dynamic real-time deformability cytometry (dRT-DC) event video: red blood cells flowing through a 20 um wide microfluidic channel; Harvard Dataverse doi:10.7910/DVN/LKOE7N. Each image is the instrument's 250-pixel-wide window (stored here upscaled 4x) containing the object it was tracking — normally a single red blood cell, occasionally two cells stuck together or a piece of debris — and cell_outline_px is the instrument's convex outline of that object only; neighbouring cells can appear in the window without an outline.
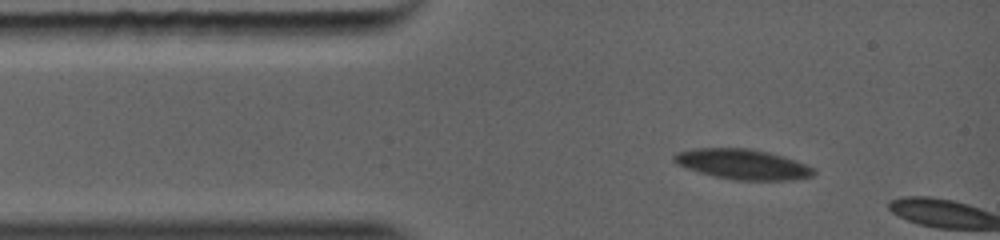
{"species": "common noctule bat (a hibernating species)", "species_latin": "Nyctalus noctula", "temperature_condition": "warm", "stored_images_in_passage": 28, "camera_frame_rate_fps": 5000, "um_per_image_px": 0.085, "animal": {"sex": "female", "body_mass_g": 19.0, "forearm_length_mm": 56.7}, "frame": {"image": 1, "passage_image": 4, "time_ms": 1.2, "image_size_px": [1000, 240], "cell_outline_px": [[816, 172], [812, 176], [796, 180], [732, 180], [684, 168], [676, 164], [672, 160], [672, 152], [692, 148], [748, 148], [768, 152], [784, 156], [808, 164], [816, 168]], "centroid_in_image_um": [63.11, 13.95], "position_along_channel_um": 21.9, "area_um2": 25.09}}
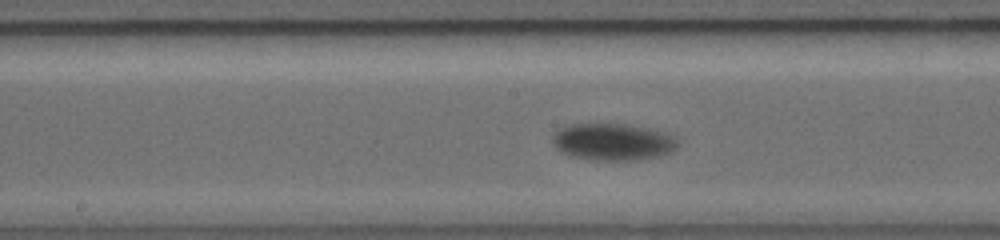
{"frame": {"image": 2, "passage_image": 16, "time_ms": 5.6, "image_size_px": [1000, 240], "cell_outline_px": [[676, 148], [672, 152], [660, 156], [640, 160], [592, 160], [576, 156], [564, 152], [556, 144], [556, 140], [564, 132], [572, 128], [616, 128], [636, 132], [664, 140], [672, 144]], "centroid_in_image_um": [52.02, 12.28], "position_along_channel_um": 196.2, "area_um2": 21.39}}
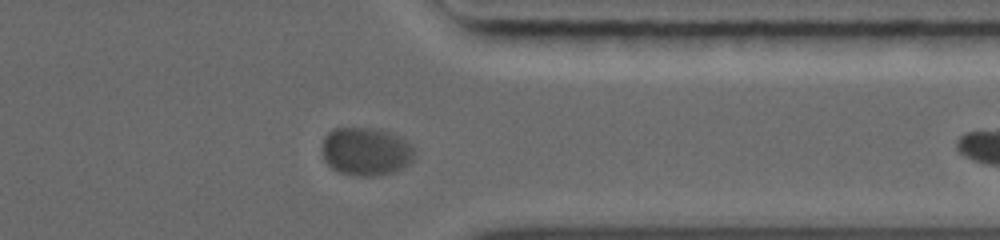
{"frame": {"image": 3, "passage_image": 27, "time_ms": 9.6, "image_size_px": [1000, 240], "cell_outline_px": [[412, 160], [408, 164], [392, 172], [372, 176], [364, 176], [340, 172], [332, 168], [328, 164], [324, 156], [324, 140], [332, 132], [340, 128], [348, 128], [364, 132], [404, 144], [408, 148], [412, 156]], "centroid_in_image_um": [30.96, 13.02], "position_along_channel_um": 380.4, "area_um2": 22.54}}